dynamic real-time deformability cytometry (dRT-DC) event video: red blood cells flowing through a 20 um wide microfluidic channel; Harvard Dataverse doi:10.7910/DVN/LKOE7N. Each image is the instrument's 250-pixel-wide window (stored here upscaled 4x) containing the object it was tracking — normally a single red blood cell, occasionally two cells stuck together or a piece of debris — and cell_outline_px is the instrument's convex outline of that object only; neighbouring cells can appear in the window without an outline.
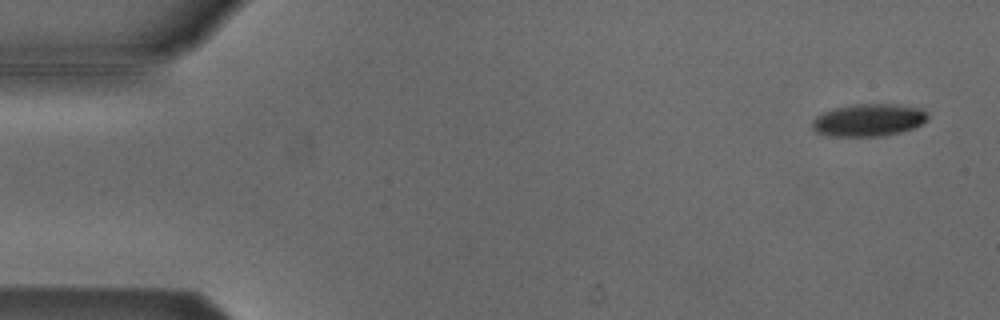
{"species": "Egyptian fruit bat (a non-hibernating species)", "species_latin": "Rousettus aegyptiacus", "temperature_condition": "cold", "stored_images_in_passage": 16, "camera_frame_rate_fps": 3000, "um_per_image_px": 0.085, "animal": {"sex": "male"}, "frame": {"image": 1, "passage_image": 3, "time_ms": 0.667, "image_size_px": [1000, 320], "cell_outline_px": [[928, 120], [912, 128], [900, 132], [880, 136], [832, 136], [816, 132], [812, 128], [812, 120], [816, 116], [824, 112], [836, 108], [856, 104], [896, 104], [920, 108], [928, 112]], "centroid_in_image_um": [73.84, 10.2], "position_along_channel_um": 11.2, "area_um2": 21.73}}
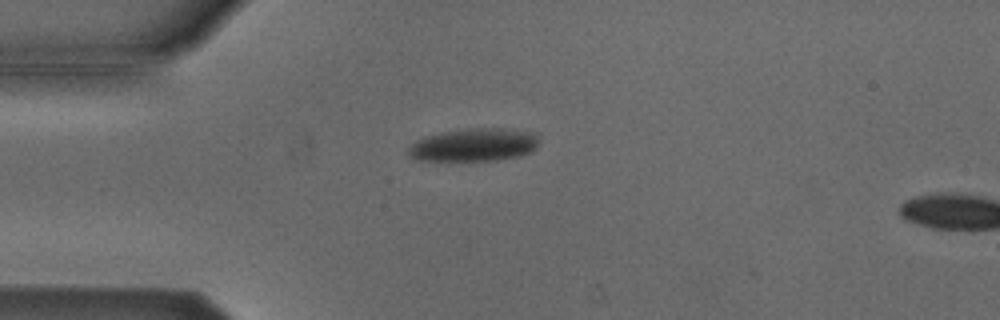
{"frame": {"image": 2, "passage_image": 14, "time_ms": 4.333, "image_size_px": [1000, 320], "cell_outline_px": [[536, 148], [532, 152], [520, 156], [492, 160], [420, 160], [412, 156], [408, 152], [408, 148], [416, 140], [424, 136], [440, 132], [468, 128], [500, 128], [528, 132], [536, 136]], "centroid_in_image_um": [40.25, 12.31], "position_along_channel_um": 44.7, "area_um2": 24.74}}